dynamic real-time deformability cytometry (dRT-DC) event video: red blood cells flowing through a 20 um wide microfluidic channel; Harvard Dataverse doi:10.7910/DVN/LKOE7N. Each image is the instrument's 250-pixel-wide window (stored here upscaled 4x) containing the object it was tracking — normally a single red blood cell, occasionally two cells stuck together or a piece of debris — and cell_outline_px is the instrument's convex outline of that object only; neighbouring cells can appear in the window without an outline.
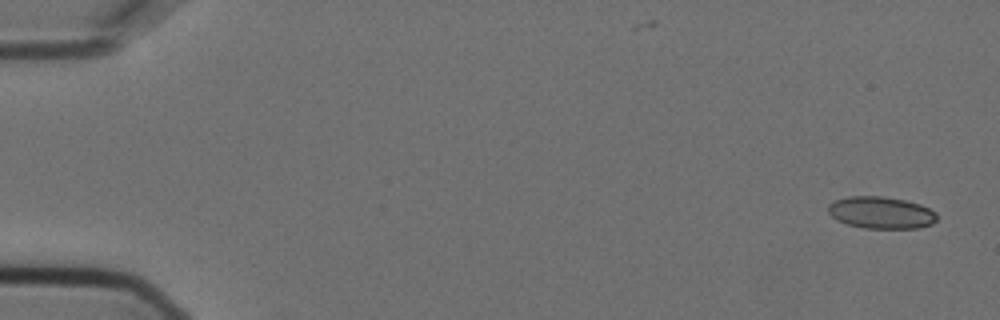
{"species": "Egyptian fruit bat (a non-hibernating species)", "species_latin": "Rousettus aegyptiacus", "temperature_condition": "cold", "stored_images_in_passage": 5, "camera_frame_rate_fps": 3000, "um_per_image_px": 0.085, "animal": {"sex": "female"}, "frame": {"image": 1, "passage_image": 1, "time_ms": 0.0, "image_size_px": [1000, 320], "cell_outline_px": [[936, 220], [932, 224], [916, 228], [864, 228], [848, 224], [836, 220], [828, 212], [828, 204], [836, 200], [848, 196], [884, 196], [904, 200], [920, 204], [936, 212]], "centroid_in_image_um": [74.87, 18.07], "position_along_channel_um": 10.1, "area_um2": 20.23}}
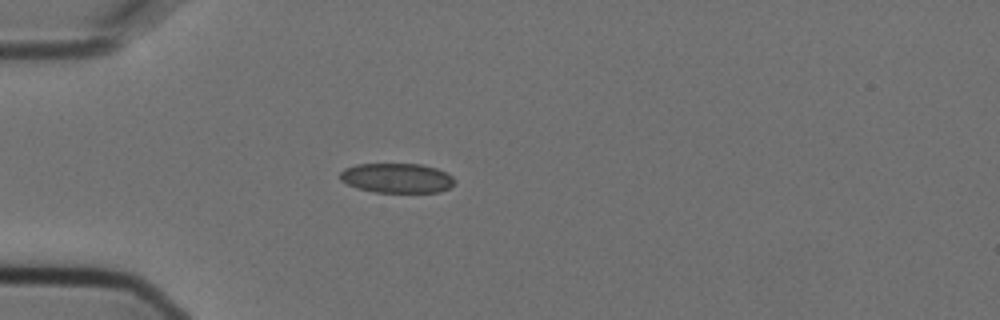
{"frame": {"image": 2, "passage_image": 5, "time_ms": 1.333, "image_size_px": [1000, 320], "cell_outline_px": [[456, 180], [448, 188], [440, 192], [376, 192], [356, 188], [340, 180], [340, 172], [344, 168], [356, 164], [420, 164], [436, 168], [448, 172]], "centroid_in_image_um": [33.73, 15.13], "position_along_channel_um": 51.3, "area_um2": 19.88}}